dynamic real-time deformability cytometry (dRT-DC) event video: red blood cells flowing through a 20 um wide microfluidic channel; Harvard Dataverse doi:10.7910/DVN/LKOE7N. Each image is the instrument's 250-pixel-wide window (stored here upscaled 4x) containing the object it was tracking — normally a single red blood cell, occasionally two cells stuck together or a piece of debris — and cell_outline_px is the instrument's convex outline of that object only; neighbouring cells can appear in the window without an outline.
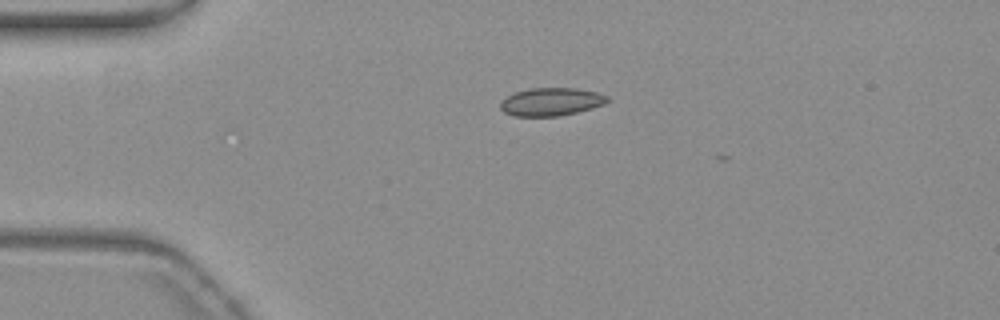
{"species": "common noctule bat (a hibernating species)", "species_latin": "Nyctalus noctula", "temperature_condition": "warm", "stored_images_in_passage": 38, "camera_frame_rate_fps": 3000, "um_per_image_px": 0.085, "animal": {"sex": "female", "body_mass_g": 19.3, "forearm_length_mm": 54.1}, "frame": {"image": 1, "passage_image": 1, "time_ms": 0.0, "image_size_px": [1000, 320], "cell_outline_px": [[608, 100], [604, 104], [592, 108], [560, 116], [512, 116], [504, 112], [500, 108], [500, 100], [516, 92], [528, 88], [576, 88], [596, 92], [608, 96]], "centroid_in_image_um": [46.82, 8.65], "position_along_channel_um": 38.2, "area_um2": 17.46}}
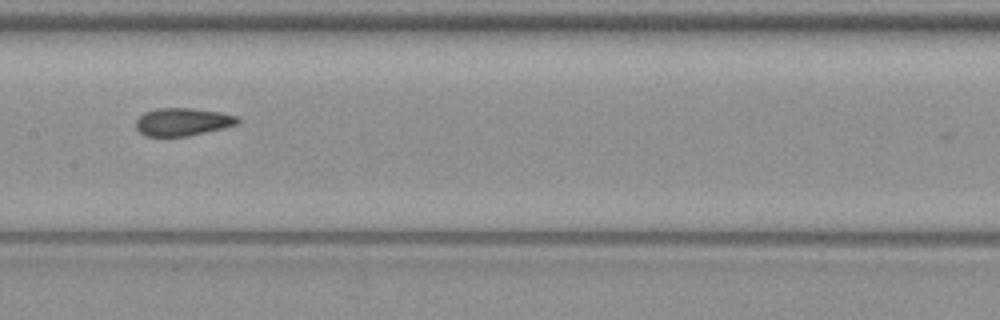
{"frame": {"image": 2, "passage_image": 16, "time_ms": 5.0, "image_size_px": [1000, 320], "cell_outline_px": [[240, 124], [224, 128], [188, 136], [144, 136], [136, 128], [136, 120], [144, 112], [156, 108], [192, 108], [220, 112], [236, 116], [240, 120]], "centroid_in_image_um": [15.53, 10.36], "position_along_channel_um": 191.9, "area_um2": 16.59}}
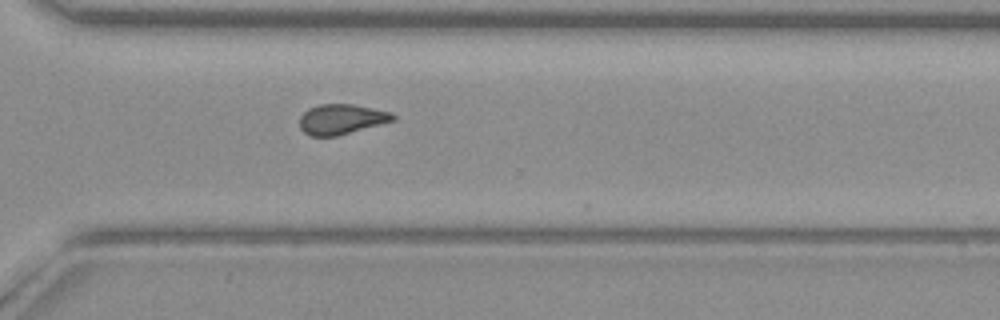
{"frame": {"image": 3, "passage_image": 28, "time_ms": 9.0, "image_size_px": [1000, 320], "cell_outline_px": [[396, 120], [336, 136], [308, 136], [300, 128], [300, 116], [308, 108], [320, 104], [352, 104], [392, 112], [396, 116]], "centroid_in_image_um": [29.02, 10.13], "position_along_channel_um": 341.6, "area_um2": 16.42}, "authors_computed_cell_mechanics": {"area_um2": 16.6175, "velocity_mm_per_s": 3.7571, "shape_relaxation_time_tau1_ms": null, "shape_relaxation_time_tau2_ms": 3.7937, "deformation_change_tau1": null, "deformation_change_tau2": 0.0752}}